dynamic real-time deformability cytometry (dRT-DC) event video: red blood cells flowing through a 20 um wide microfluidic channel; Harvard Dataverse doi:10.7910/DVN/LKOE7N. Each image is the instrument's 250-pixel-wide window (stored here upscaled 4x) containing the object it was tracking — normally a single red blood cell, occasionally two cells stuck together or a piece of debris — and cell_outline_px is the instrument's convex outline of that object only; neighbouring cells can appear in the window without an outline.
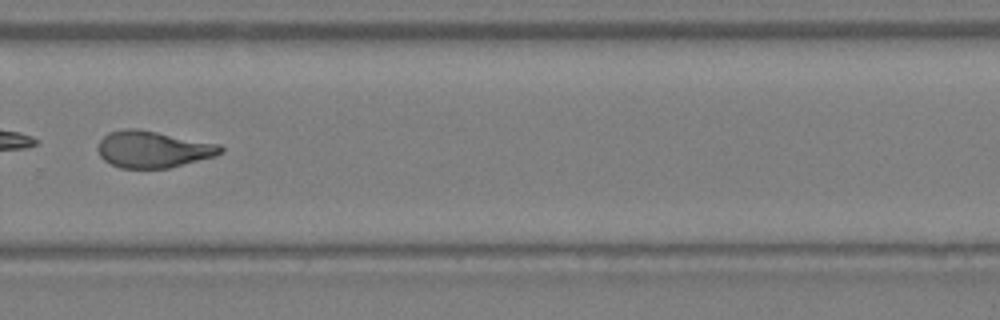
{"species": "Egyptian fruit bat (a non-hibernating species)", "species_latin": "Rousettus aegyptiacus", "temperature_condition": "warm", "stored_images_in_passage": 33, "camera_frame_rate_fps": 3000, "um_per_image_px": 0.085, "animal": {"sex": "female"}, "frame": {"image": 1, "passage_image": 24, "time_ms": 7.667, "image_size_px": [1000, 320], "cell_outline_px": [[224, 152], [216, 156], [168, 168], [120, 168], [104, 160], [100, 156], [96, 148], [100, 140], [108, 132], [124, 128], [136, 128], [220, 144], [224, 148]], "centroid_in_image_um": [13.0, 12.68], "position_along_channel_um": 316.8, "area_um2": 26.36}}